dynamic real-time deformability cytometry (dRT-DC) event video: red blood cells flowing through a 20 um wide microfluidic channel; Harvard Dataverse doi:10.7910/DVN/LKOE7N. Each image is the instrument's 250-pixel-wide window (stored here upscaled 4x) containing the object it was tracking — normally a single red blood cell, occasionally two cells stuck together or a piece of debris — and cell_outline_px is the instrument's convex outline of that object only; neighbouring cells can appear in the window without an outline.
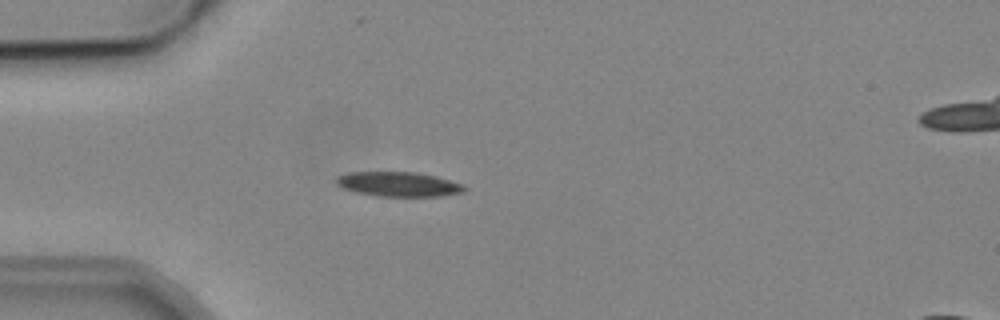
{"species": "common noctule bat (a hibernating species)", "species_latin": "Nyctalus noctula", "temperature_condition": "cold", "stored_images_in_passage": 1, "camera_frame_rate_fps": 3000, "um_per_image_px": 0.085, "animal": {"sex": "male", "body_mass_g": 19.2, "forearm_length_mm": 51.8}, "frame": {"image": 1, "passage_image": 1, "time_ms": 0.0, "image_size_px": [1000, 320], "cell_outline_px": [[468, 188], [464, 192], [440, 196], [376, 196], [356, 192], [344, 188], [336, 184], [336, 176], [348, 172], [416, 172], [436, 176], [464, 184]], "centroid_in_image_um": [33.9, 15.65], "position_along_channel_um": 51.1, "area_um2": 18.5}}